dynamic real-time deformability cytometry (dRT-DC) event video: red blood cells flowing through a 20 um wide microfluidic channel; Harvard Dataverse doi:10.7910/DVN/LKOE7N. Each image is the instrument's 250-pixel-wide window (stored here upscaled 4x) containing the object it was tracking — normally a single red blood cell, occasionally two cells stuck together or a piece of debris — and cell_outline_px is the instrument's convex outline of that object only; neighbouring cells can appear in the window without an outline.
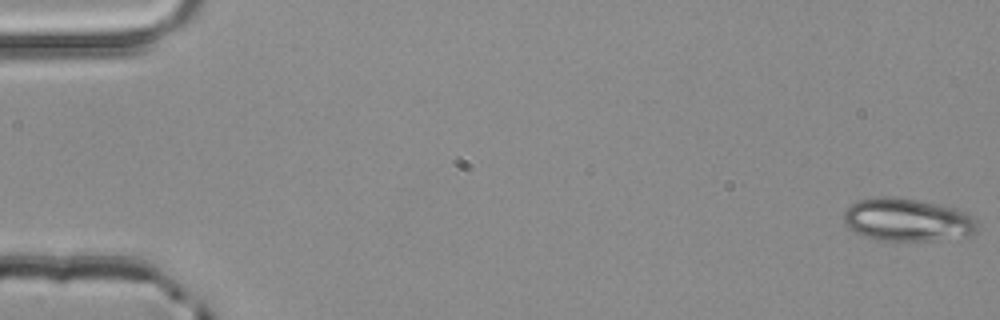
{"species": "common noctule bat (a hibernating species)", "species_latin": "Nyctalus noctula", "temperature_condition": "room temperature", "stored_images_in_passage": 4, "camera_frame_rate_fps": 3000, "um_per_image_px": 0.085, "animal": {"sex": "male", "body_mass_g": 20.4}, "frame": {"image": 1, "passage_image": 1, "time_ms": 0.0, "image_size_px": [1000, 320], "cell_outline_px": [[976, 228], [968, 236], [932, 240], [876, 240], [864, 236], [848, 228], [844, 224], [844, 212], [852, 204], [860, 200], [876, 196], [896, 196], [940, 204], [956, 208], [968, 212], [976, 224]], "centroid_in_image_um": [77.09, 18.67], "position_along_channel_um": 7.9, "area_um2": 33.29}}